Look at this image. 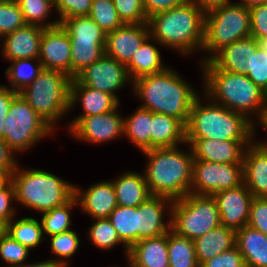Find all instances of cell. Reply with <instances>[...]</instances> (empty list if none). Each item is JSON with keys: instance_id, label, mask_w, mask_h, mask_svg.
Here are the masks:
<instances>
[{"instance_id": "2e32d148", "label": "cell", "mask_w": 267, "mask_h": 267, "mask_svg": "<svg viewBox=\"0 0 267 267\" xmlns=\"http://www.w3.org/2000/svg\"><path fill=\"white\" fill-rule=\"evenodd\" d=\"M39 61L43 69L57 70L71 77V41L61 24L44 29Z\"/></svg>"}, {"instance_id": "be15d7a7", "label": "cell", "mask_w": 267, "mask_h": 267, "mask_svg": "<svg viewBox=\"0 0 267 267\" xmlns=\"http://www.w3.org/2000/svg\"><path fill=\"white\" fill-rule=\"evenodd\" d=\"M125 261H126V267H135L131 262H130V260H129V258L128 257H126V259H125ZM113 267V266H112ZM114 267H119V266H117V265H115ZM122 267V266H121Z\"/></svg>"}, {"instance_id": "681fc988", "label": "cell", "mask_w": 267, "mask_h": 267, "mask_svg": "<svg viewBox=\"0 0 267 267\" xmlns=\"http://www.w3.org/2000/svg\"><path fill=\"white\" fill-rule=\"evenodd\" d=\"M200 267H246L244 257L235 245L214 258L207 260Z\"/></svg>"}, {"instance_id": "8fae6325", "label": "cell", "mask_w": 267, "mask_h": 267, "mask_svg": "<svg viewBox=\"0 0 267 267\" xmlns=\"http://www.w3.org/2000/svg\"><path fill=\"white\" fill-rule=\"evenodd\" d=\"M243 183V163L193 160L191 194L214 195Z\"/></svg>"}, {"instance_id": "52a82bcc", "label": "cell", "mask_w": 267, "mask_h": 267, "mask_svg": "<svg viewBox=\"0 0 267 267\" xmlns=\"http://www.w3.org/2000/svg\"><path fill=\"white\" fill-rule=\"evenodd\" d=\"M71 77L57 70L42 69L38 77L18 93L56 131L69 116Z\"/></svg>"}, {"instance_id": "7dc6e473", "label": "cell", "mask_w": 267, "mask_h": 267, "mask_svg": "<svg viewBox=\"0 0 267 267\" xmlns=\"http://www.w3.org/2000/svg\"><path fill=\"white\" fill-rule=\"evenodd\" d=\"M17 208L15 203V189L10 180L0 189V221L7 225L15 216H18Z\"/></svg>"}, {"instance_id": "91938a15", "label": "cell", "mask_w": 267, "mask_h": 267, "mask_svg": "<svg viewBox=\"0 0 267 267\" xmlns=\"http://www.w3.org/2000/svg\"><path fill=\"white\" fill-rule=\"evenodd\" d=\"M10 178L8 174L0 172V189L10 181Z\"/></svg>"}, {"instance_id": "8d00e7d4", "label": "cell", "mask_w": 267, "mask_h": 267, "mask_svg": "<svg viewBox=\"0 0 267 267\" xmlns=\"http://www.w3.org/2000/svg\"><path fill=\"white\" fill-rule=\"evenodd\" d=\"M93 223L87 231V239L96 249L100 251H110L116 246L121 245L124 249L125 258L128 256L129 249L121 242L117 235L116 229L108 218L92 219Z\"/></svg>"}, {"instance_id": "7c38bea8", "label": "cell", "mask_w": 267, "mask_h": 267, "mask_svg": "<svg viewBox=\"0 0 267 267\" xmlns=\"http://www.w3.org/2000/svg\"><path fill=\"white\" fill-rule=\"evenodd\" d=\"M75 79L84 86L113 95L120 103L117 92L132 86L125 64L106 54L82 70Z\"/></svg>"}, {"instance_id": "f35d334b", "label": "cell", "mask_w": 267, "mask_h": 267, "mask_svg": "<svg viewBox=\"0 0 267 267\" xmlns=\"http://www.w3.org/2000/svg\"><path fill=\"white\" fill-rule=\"evenodd\" d=\"M49 239L50 251L54 257L49 259H53L58 263H62L65 266L70 267V261L72 256H74L78 248L80 247V239L79 234L74 230H69L63 233H59L53 236L46 237Z\"/></svg>"}, {"instance_id": "d6a6232c", "label": "cell", "mask_w": 267, "mask_h": 267, "mask_svg": "<svg viewBox=\"0 0 267 267\" xmlns=\"http://www.w3.org/2000/svg\"><path fill=\"white\" fill-rule=\"evenodd\" d=\"M18 219L16 216L7 224V234L15 241L34 250L46 240L40 219L34 217H22Z\"/></svg>"}, {"instance_id": "816d5d0a", "label": "cell", "mask_w": 267, "mask_h": 267, "mask_svg": "<svg viewBox=\"0 0 267 267\" xmlns=\"http://www.w3.org/2000/svg\"><path fill=\"white\" fill-rule=\"evenodd\" d=\"M18 155L5 141L0 138V172L11 175L18 169Z\"/></svg>"}, {"instance_id": "f907efd6", "label": "cell", "mask_w": 267, "mask_h": 267, "mask_svg": "<svg viewBox=\"0 0 267 267\" xmlns=\"http://www.w3.org/2000/svg\"><path fill=\"white\" fill-rule=\"evenodd\" d=\"M250 11L251 35L257 41L267 38V3L255 6Z\"/></svg>"}, {"instance_id": "ac0fdd59", "label": "cell", "mask_w": 267, "mask_h": 267, "mask_svg": "<svg viewBox=\"0 0 267 267\" xmlns=\"http://www.w3.org/2000/svg\"><path fill=\"white\" fill-rule=\"evenodd\" d=\"M254 140L186 139L193 160L216 163H242L246 147Z\"/></svg>"}, {"instance_id": "11a10c76", "label": "cell", "mask_w": 267, "mask_h": 267, "mask_svg": "<svg viewBox=\"0 0 267 267\" xmlns=\"http://www.w3.org/2000/svg\"><path fill=\"white\" fill-rule=\"evenodd\" d=\"M192 1L205 13L209 12L214 8L222 7L224 5H228L234 2L232 0H192Z\"/></svg>"}, {"instance_id": "5bb4252c", "label": "cell", "mask_w": 267, "mask_h": 267, "mask_svg": "<svg viewBox=\"0 0 267 267\" xmlns=\"http://www.w3.org/2000/svg\"><path fill=\"white\" fill-rule=\"evenodd\" d=\"M79 103V104H78ZM120 103L113 95L95 90L79 83L75 78L70 83L69 114L77 105L82 108V113L66 121L65 130L68 132L80 119L96 116L115 110Z\"/></svg>"}, {"instance_id": "603a6c76", "label": "cell", "mask_w": 267, "mask_h": 267, "mask_svg": "<svg viewBox=\"0 0 267 267\" xmlns=\"http://www.w3.org/2000/svg\"><path fill=\"white\" fill-rule=\"evenodd\" d=\"M258 47L259 42L249 36L223 47L210 60L221 70L247 75L251 69L252 51H257Z\"/></svg>"}, {"instance_id": "8992f818", "label": "cell", "mask_w": 267, "mask_h": 267, "mask_svg": "<svg viewBox=\"0 0 267 267\" xmlns=\"http://www.w3.org/2000/svg\"><path fill=\"white\" fill-rule=\"evenodd\" d=\"M10 180L16 206L40 214L67 203L74 196L72 182L44 169L23 168L20 164Z\"/></svg>"}, {"instance_id": "60d3db41", "label": "cell", "mask_w": 267, "mask_h": 267, "mask_svg": "<svg viewBox=\"0 0 267 267\" xmlns=\"http://www.w3.org/2000/svg\"><path fill=\"white\" fill-rule=\"evenodd\" d=\"M89 16L105 33L124 24L117 14L113 0H93Z\"/></svg>"}, {"instance_id": "bcb514c9", "label": "cell", "mask_w": 267, "mask_h": 267, "mask_svg": "<svg viewBox=\"0 0 267 267\" xmlns=\"http://www.w3.org/2000/svg\"><path fill=\"white\" fill-rule=\"evenodd\" d=\"M248 78L267 94V54L259 46L252 51L251 69Z\"/></svg>"}, {"instance_id": "6125c7cd", "label": "cell", "mask_w": 267, "mask_h": 267, "mask_svg": "<svg viewBox=\"0 0 267 267\" xmlns=\"http://www.w3.org/2000/svg\"><path fill=\"white\" fill-rule=\"evenodd\" d=\"M259 42V46L265 51V53L267 54V38L266 39H261L258 41Z\"/></svg>"}, {"instance_id": "db71d44e", "label": "cell", "mask_w": 267, "mask_h": 267, "mask_svg": "<svg viewBox=\"0 0 267 267\" xmlns=\"http://www.w3.org/2000/svg\"><path fill=\"white\" fill-rule=\"evenodd\" d=\"M189 1L190 0H143V7L147 19H149L155 14L165 12L166 10L183 5Z\"/></svg>"}, {"instance_id": "9a60e30c", "label": "cell", "mask_w": 267, "mask_h": 267, "mask_svg": "<svg viewBox=\"0 0 267 267\" xmlns=\"http://www.w3.org/2000/svg\"><path fill=\"white\" fill-rule=\"evenodd\" d=\"M217 203L221 225L235 231L247 226L250 205L254 198L246 185L223 190L212 195Z\"/></svg>"}, {"instance_id": "e575fe53", "label": "cell", "mask_w": 267, "mask_h": 267, "mask_svg": "<svg viewBox=\"0 0 267 267\" xmlns=\"http://www.w3.org/2000/svg\"><path fill=\"white\" fill-rule=\"evenodd\" d=\"M9 63L10 65L4 72L9 84L4 85L16 92L35 80L43 69L39 59H16Z\"/></svg>"}, {"instance_id": "74e56055", "label": "cell", "mask_w": 267, "mask_h": 267, "mask_svg": "<svg viewBox=\"0 0 267 267\" xmlns=\"http://www.w3.org/2000/svg\"><path fill=\"white\" fill-rule=\"evenodd\" d=\"M23 14L26 24L38 25L44 28L55 27L60 24L56 18L49 20L55 13L54 3L51 0H16ZM51 14V15H50Z\"/></svg>"}, {"instance_id": "7bdbcfd3", "label": "cell", "mask_w": 267, "mask_h": 267, "mask_svg": "<svg viewBox=\"0 0 267 267\" xmlns=\"http://www.w3.org/2000/svg\"><path fill=\"white\" fill-rule=\"evenodd\" d=\"M26 25L16 0H0V39Z\"/></svg>"}, {"instance_id": "ffe728a7", "label": "cell", "mask_w": 267, "mask_h": 267, "mask_svg": "<svg viewBox=\"0 0 267 267\" xmlns=\"http://www.w3.org/2000/svg\"><path fill=\"white\" fill-rule=\"evenodd\" d=\"M44 27L26 24L0 39L1 57L10 62L16 59H39L40 40Z\"/></svg>"}, {"instance_id": "7402d4cb", "label": "cell", "mask_w": 267, "mask_h": 267, "mask_svg": "<svg viewBox=\"0 0 267 267\" xmlns=\"http://www.w3.org/2000/svg\"><path fill=\"white\" fill-rule=\"evenodd\" d=\"M243 183L257 198H267V147L258 140L249 144L243 156Z\"/></svg>"}, {"instance_id": "484cf974", "label": "cell", "mask_w": 267, "mask_h": 267, "mask_svg": "<svg viewBox=\"0 0 267 267\" xmlns=\"http://www.w3.org/2000/svg\"><path fill=\"white\" fill-rule=\"evenodd\" d=\"M111 180L119 206L138 207L152 196L143 172L123 171Z\"/></svg>"}, {"instance_id": "4fadbf2b", "label": "cell", "mask_w": 267, "mask_h": 267, "mask_svg": "<svg viewBox=\"0 0 267 267\" xmlns=\"http://www.w3.org/2000/svg\"><path fill=\"white\" fill-rule=\"evenodd\" d=\"M121 104L111 112L84 117L67 133L80 143L100 145L124 137L123 116L119 111ZM121 137V138H120Z\"/></svg>"}, {"instance_id": "d4e9b609", "label": "cell", "mask_w": 267, "mask_h": 267, "mask_svg": "<svg viewBox=\"0 0 267 267\" xmlns=\"http://www.w3.org/2000/svg\"><path fill=\"white\" fill-rule=\"evenodd\" d=\"M135 267H170L167 233L139 240L127 256Z\"/></svg>"}, {"instance_id": "5b68a950", "label": "cell", "mask_w": 267, "mask_h": 267, "mask_svg": "<svg viewBox=\"0 0 267 267\" xmlns=\"http://www.w3.org/2000/svg\"><path fill=\"white\" fill-rule=\"evenodd\" d=\"M256 136V125L245 115L213 102L202 91L193 101L186 139L255 140Z\"/></svg>"}, {"instance_id": "f546056e", "label": "cell", "mask_w": 267, "mask_h": 267, "mask_svg": "<svg viewBox=\"0 0 267 267\" xmlns=\"http://www.w3.org/2000/svg\"><path fill=\"white\" fill-rule=\"evenodd\" d=\"M152 111L137 107L123 116L124 137L139 151L151 149Z\"/></svg>"}, {"instance_id": "ab89813d", "label": "cell", "mask_w": 267, "mask_h": 267, "mask_svg": "<svg viewBox=\"0 0 267 267\" xmlns=\"http://www.w3.org/2000/svg\"><path fill=\"white\" fill-rule=\"evenodd\" d=\"M106 43H71V78L105 54Z\"/></svg>"}, {"instance_id": "9c48e42d", "label": "cell", "mask_w": 267, "mask_h": 267, "mask_svg": "<svg viewBox=\"0 0 267 267\" xmlns=\"http://www.w3.org/2000/svg\"><path fill=\"white\" fill-rule=\"evenodd\" d=\"M221 225L217 203L212 195L189 193L173 200L171 230L195 240Z\"/></svg>"}, {"instance_id": "277c9868", "label": "cell", "mask_w": 267, "mask_h": 267, "mask_svg": "<svg viewBox=\"0 0 267 267\" xmlns=\"http://www.w3.org/2000/svg\"><path fill=\"white\" fill-rule=\"evenodd\" d=\"M182 146H188L187 150ZM146 157L143 170L152 196L177 200L190 193L193 155L186 144L172 148H154L141 152Z\"/></svg>"}, {"instance_id": "680465c9", "label": "cell", "mask_w": 267, "mask_h": 267, "mask_svg": "<svg viewBox=\"0 0 267 267\" xmlns=\"http://www.w3.org/2000/svg\"><path fill=\"white\" fill-rule=\"evenodd\" d=\"M260 127H261V129H260ZM258 129L263 130V131L265 130L264 133H266V138L263 139V141H262V139L260 138V139H258V141H259L263 146L267 147V110L264 112V115H263L262 120L256 125V131H260V130H258Z\"/></svg>"}, {"instance_id": "3957f363", "label": "cell", "mask_w": 267, "mask_h": 267, "mask_svg": "<svg viewBox=\"0 0 267 267\" xmlns=\"http://www.w3.org/2000/svg\"><path fill=\"white\" fill-rule=\"evenodd\" d=\"M148 25L153 39L181 57L202 53L205 12L192 0L151 16Z\"/></svg>"}, {"instance_id": "9f6ffc18", "label": "cell", "mask_w": 267, "mask_h": 267, "mask_svg": "<svg viewBox=\"0 0 267 267\" xmlns=\"http://www.w3.org/2000/svg\"><path fill=\"white\" fill-rule=\"evenodd\" d=\"M20 267H68L62 263H58L53 259H45L44 261L29 262Z\"/></svg>"}, {"instance_id": "b9f144b4", "label": "cell", "mask_w": 267, "mask_h": 267, "mask_svg": "<svg viewBox=\"0 0 267 267\" xmlns=\"http://www.w3.org/2000/svg\"><path fill=\"white\" fill-rule=\"evenodd\" d=\"M31 252V250L15 241L7 233L0 239V258L5 264L2 267L23 266L28 263L26 260H28L29 253Z\"/></svg>"}, {"instance_id": "d6986e66", "label": "cell", "mask_w": 267, "mask_h": 267, "mask_svg": "<svg viewBox=\"0 0 267 267\" xmlns=\"http://www.w3.org/2000/svg\"><path fill=\"white\" fill-rule=\"evenodd\" d=\"M149 36L148 23H124L121 27L107 33L105 54L126 65Z\"/></svg>"}, {"instance_id": "83f0119b", "label": "cell", "mask_w": 267, "mask_h": 267, "mask_svg": "<svg viewBox=\"0 0 267 267\" xmlns=\"http://www.w3.org/2000/svg\"><path fill=\"white\" fill-rule=\"evenodd\" d=\"M235 245L244 257L246 267H267V236L251 227L236 231Z\"/></svg>"}, {"instance_id": "7a4b0ae2", "label": "cell", "mask_w": 267, "mask_h": 267, "mask_svg": "<svg viewBox=\"0 0 267 267\" xmlns=\"http://www.w3.org/2000/svg\"><path fill=\"white\" fill-rule=\"evenodd\" d=\"M139 107L179 119L185 126L193 101L200 94L175 68L140 77L129 87Z\"/></svg>"}, {"instance_id": "44dd1931", "label": "cell", "mask_w": 267, "mask_h": 267, "mask_svg": "<svg viewBox=\"0 0 267 267\" xmlns=\"http://www.w3.org/2000/svg\"><path fill=\"white\" fill-rule=\"evenodd\" d=\"M172 203L168 197L151 196L138 206L139 240L165 234L171 229Z\"/></svg>"}, {"instance_id": "4316f807", "label": "cell", "mask_w": 267, "mask_h": 267, "mask_svg": "<svg viewBox=\"0 0 267 267\" xmlns=\"http://www.w3.org/2000/svg\"><path fill=\"white\" fill-rule=\"evenodd\" d=\"M186 144V126L174 117L152 112L151 149Z\"/></svg>"}, {"instance_id": "94428289", "label": "cell", "mask_w": 267, "mask_h": 267, "mask_svg": "<svg viewBox=\"0 0 267 267\" xmlns=\"http://www.w3.org/2000/svg\"><path fill=\"white\" fill-rule=\"evenodd\" d=\"M7 232V225L0 221V239L6 234Z\"/></svg>"}, {"instance_id": "1f68e13d", "label": "cell", "mask_w": 267, "mask_h": 267, "mask_svg": "<svg viewBox=\"0 0 267 267\" xmlns=\"http://www.w3.org/2000/svg\"><path fill=\"white\" fill-rule=\"evenodd\" d=\"M60 24L68 33L71 43H106L107 33L89 15L67 18Z\"/></svg>"}, {"instance_id": "f5cc1de1", "label": "cell", "mask_w": 267, "mask_h": 267, "mask_svg": "<svg viewBox=\"0 0 267 267\" xmlns=\"http://www.w3.org/2000/svg\"><path fill=\"white\" fill-rule=\"evenodd\" d=\"M19 93L6 87L4 83H0V138L3 139V135L6 133L5 118L9 113V108L12 100Z\"/></svg>"}, {"instance_id": "f1b7e54d", "label": "cell", "mask_w": 267, "mask_h": 267, "mask_svg": "<svg viewBox=\"0 0 267 267\" xmlns=\"http://www.w3.org/2000/svg\"><path fill=\"white\" fill-rule=\"evenodd\" d=\"M236 231L220 225L211 231H208L202 237L194 240L196 259L201 266L207 260H210L235 246Z\"/></svg>"}, {"instance_id": "ba28073f", "label": "cell", "mask_w": 267, "mask_h": 267, "mask_svg": "<svg viewBox=\"0 0 267 267\" xmlns=\"http://www.w3.org/2000/svg\"><path fill=\"white\" fill-rule=\"evenodd\" d=\"M251 35L250 11L231 3L205 13L204 43L199 64L223 47ZM204 54V55H203Z\"/></svg>"}, {"instance_id": "cb8c5ba5", "label": "cell", "mask_w": 267, "mask_h": 267, "mask_svg": "<svg viewBox=\"0 0 267 267\" xmlns=\"http://www.w3.org/2000/svg\"><path fill=\"white\" fill-rule=\"evenodd\" d=\"M157 45L162 47L157 40L149 36L125 65L132 82L140 77L162 72L169 67L162 60L163 58Z\"/></svg>"}, {"instance_id": "836d02e7", "label": "cell", "mask_w": 267, "mask_h": 267, "mask_svg": "<svg viewBox=\"0 0 267 267\" xmlns=\"http://www.w3.org/2000/svg\"><path fill=\"white\" fill-rule=\"evenodd\" d=\"M78 202L73 196L67 203L41 213V226L45 238L72 230V210L78 208Z\"/></svg>"}, {"instance_id": "6da1fadb", "label": "cell", "mask_w": 267, "mask_h": 267, "mask_svg": "<svg viewBox=\"0 0 267 267\" xmlns=\"http://www.w3.org/2000/svg\"><path fill=\"white\" fill-rule=\"evenodd\" d=\"M202 92L213 102L245 115L257 125L267 110V94L247 75L219 69L211 60L200 63Z\"/></svg>"}, {"instance_id": "d590c367", "label": "cell", "mask_w": 267, "mask_h": 267, "mask_svg": "<svg viewBox=\"0 0 267 267\" xmlns=\"http://www.w3.org/2000/svg\"><path fill=\"white\" fill-rule=\"evenodd\" d=\"M167 249L170 267H200L194 247V241L176 234L171 229L167 232Z\"/></svg>"}, {"instance_id": "e0dca14e", "label": "cell", "mask_w": 267, "mask_h": 267, "mask_svg": "<svg viewBox=\"0 0 267 267\" xmlns=\"http://www.w3.org/2000/svg\"><path fill=\"white\" fill-rule=\"evenodd\" d=\"M74 196L78 206L90 219L108 218L117 207V198L112 180H100L86 189L74 183Z\"/></svg>"}, {"instance_id": "f6af8a7d", "label": "cell", "mask_w": 267, "mask_h": 267, "mask_svg": "<svg viewBox=\"0 0 267 267\" xmlns=\"http://www.w3.org/2000/svg\"><path fill=\"white\" fill-rule=\"evenodd\" d=\"M93 0H56L55 15L61 23L64 19L89 15Z\"/></svg>"}, {"instance_id": "ee69618b", "label": "cell", "mask_w": 267, "mask_h": 267, "mask_svg": "<svg viewBox=\"0 0 267 267\" xmlns=\"http://www.w3.org/2000/svg\"><path fill=\"white\" fill-rule=\"evenodd\" d=\"M117 14L123 23H148L143 0H113Z\"/></svg>"}, {"instance_id": "c3c4849f", "label": "cell", "mask_w": 267, "mask_h": 267, "mask_svg": "<svg viewBox=\"0 0 267 267\" xmlns=\"http://www.w3.org/2000/svg\"><path fill=\"white\" fill-rule=\"evenodd\" d=\"M247 225L267 236V198H253Z\"/></svg>"}, {"instance_id": "30bf717a", "label": "cell", "mask_w": 267, "mask_h": 267, "mask_svg": "<svg viewBox=\"0 0 267 267\" xmlns=\"http://www.w3.org/2000/svg\"><path fill=\"white\" fill-rule=\"evenodd\" d=\"M6 133L3 140L16 153H26L37 143L55 135L56 130L47 123L19 94L12 100L5 118Z\"/></svg>"}, {"instance_id": "4dcf8cb0", "label": "cell", "mask_w": 267, "mask_h": 267, "mask_svg": "<svg viewBox=\"0 0 267 267\" xmlns=\"http://www.w3.org/2000/svg\"><path fill=\"white\" fill-rule=\"evenodd\" d=\"M108 219L128 249L139 241V207L117 205Z\"/></svg>"}, {"instance_id": "6f0895ef", "label": "cell", "mask_w": 267, "mask_h": 267, "mask_svg": "<svg viewBox=\"0 0 267 267\" xmlns=\"http://www.w3.org/2000/svg\"><path fill=\"white\" fill-rule=\"evenodd\" d=\"M234 4L246 7L247 9H251L255 6L263 5L267 3V0H238L234 1Z\"/></svg>"}]
</instances>
